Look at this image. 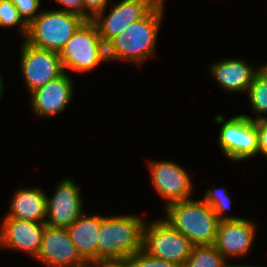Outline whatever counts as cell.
Instances as JSON below:
<instances>
[{
  "mask_svg": "<svg viewBox=\"0 0 267 267\" xmlns=\"http://www.w3.org/2000/svg\"><path fill=\"white\" fill-rule=\"evenodd\" d=\"M214 121L221 125L217 141L226 158L239 162L260 154L254 118L239 114L226 120L219 114Z\"/></svg>",
  "mask_w": 267,
  "mask_h": 267,
  "instance_id": "6",
  "label": "cell"
},
{
  "mask_svg": "<svg viewBox=\"0 0 267 267\" xmlns=\"http://www.w3.org/2000/svg\"><path fill=\"white\" fill-rule=\"evenodd\" d=\"M261 67L257 69L244 59H221L210 65V74L220 87L227 92H244L248 90L253 78Z\"/></svg>",
  "mask_w": 267,
  "mask_h": 267,
  "instance_id": "16",
  "label": "cell"
},
{
  "mask_svg": "<svg viewBox=\"0 0 267 267\" xmlns=\"http://www.w3.org/2000/svg\"><path fill=\"white\" fill-rule=\"evenodd\" d=\"M227 263L215 245H195L183 267H226Z\"/></svg>",
  "mask_w": 267,
  "mask_h": 267,
  "instance_id": "20",
  "label": "cell"
},
{
  "mask_svg": "<svg viewBox=\"0 0 267 267\" xmlns=\"http://www.w3.org/2000/svg\"><path fill=\"white\" fill-rule=\"evenodd\" d=\"M164 1L160 0L142 19L130 24L105 45L107 61H131L141 65L155 56L157 35L165 12Z\"/></svg>",
  "mask_w": 267,
  "mask_h": 267,
  "instance_id": "1",
  "label": "cell"
},
{
  "mask_svg": "<svg viewBox=\"0 0 267 267\" xmlns=\"http://www.w3.org/2000/svg\"><path fill=\"white\" fill-rule=\"evenodd\" d=\"M40 187L19 188L11 198L10 210L5 217L19 220L45 223L47 215L46 194Z\"/></svg>",
  "mask_w": 267,
  "mask_h": 267,
  "instance_id": "18",
  "label": "cell"
},
{
  "mask_svg": "<svg viewBox=\"0 0 267 267\" xmlns=\"http://www.w3.org/2000/svg\"><path fill=\"white\" fill-rule=\"evenodd\" d=\"M163 218L195 245H214L220 220L212 208L201 200H181L165 207Z\"/></svg>",
  "mask_w": 267,
  "mask_h": 267,
  "instance_id": "3",
  "label": "cell"
},
{
  "mask_svg": "<svg viewBox=\"0 0 267 267\" xmlns=\"http://www.w3.org/2000/svg\"><path fill=\"white\" fill-rule=\"evenodd\" d=\"M160 0H121L111 11L98 12L92 21L96 25L101 40L106 45L130 24L142 19ZM107 15V16H106Z\"/></svg>",
  "mask_w": 267,
  "mask_h": 267,
  "instance_id": "10",
  "label": "cell"
},
{
  "mask_svg": "<svg viewBox=\"0 0 267 267\" xmlns=\"http://www.w3.org/2000/svg\"><path fill=\"white\" fill-rule=\"evenodd\" d=\"M226 267H261V266H255V265L251 266V265H246V264L245 265H241V264L240 265H236V264L235 265H233V264L231 265L230 263H227Z\"/></svg>",
  "mask_w": 267,
  "mask_h": 267,
  "instance_id": "29",
  "label": "cell"
},
{
  "mask_svg": "<svg viewBox=\"0 0 267 267\" xmlns=\"http://www.w3.org/2000/svg\"><path fill=\"white\" fill-rule=\"evenodd\" d=\"M46 267H80V257L66 228L45 225L39 252L34 258Z\"/></svg>",
  "mask_w": 267,
  "mask_h": 267,
  "instance_id": "12",
  "label": "cell"
},
{
  "mask_svg": "<svg viewBox=\"0 0 267 267\" xmlns=\"http://www.w3.org/2000/svg\"><path fill=\"white\" fill-rule=\"evenodd\" d=\"M231 196H229L228 191L225 187L218 189H208L205 191L203 201L207 203L218 219L223 220H239L242 217L228 216L225 212L231 210Z\"/></svg>",
  "mask_w": 267,
  "mask_h": 267,
  "instance_id": "21",
  "label": "cell"
},
{
  "mask_svg": "<svg viewBox=\"0 0 267 267\" xmlns=\"http://www.w3.org/2000/svg\"><path fill=\"white\" fill-rule=\"evenodd\" d=\"M3 90H4V83L2 80V76L0 75V102H1L2 95H3Z\"/></svg>",
  "mask_w": 267,
  "mask_h": 267,
  "instance_id": "30",
  "label": "cell"
},
{
  "mask_svg": "<svg viewBox=\"0 0 267 267\" xmlns=\"http://www.w3.org/2000/svg\"><path fill=\"white\" fill-rule=\"evenodd\" d=\"M63 70L91 72L107 62L106 46L92 20L84 21L59 53Z\"/></svg>",
  "mask_w": 267,
  "mask_h": 267,
  "instance_id": "4",
  "label": "cell"
},
{
  "mask_svg": "<svg viewBox=\"0 0 267 267\" xmlns=\"http://www.w3.org/2000/svg\"><path fill=\"white\" fill-rule=\"evenodd\" d=\"M148 165L153 188L166 201L165 207L174 202L191 199V176L181 165L167 160L149 161Z\"/></svg>",
  "mask_w": 267,
  "mask_h": 267,
  "instance_id": "9",
  "label": "cell"
},
{
  "mask_svg": "<svg viewBox=\"0 0 267 267\" xmlns=\"http://www.w3.org/2000/svg\"><path fill=\"white\" fill-rule=\"evenodd\" d=\"M257 133L260 155L267 157V120H257Z\"/></svg>",
  "mask_w": 267,
  "mask_h": 267,
  "instance_id": "27",
  "label": "cell"
},
{
  "mask_svg": "<svg viewBox=\"0 0 267 267\" xmlns=\"http://www.w3.org/2000/svg\"><path fill=\"white\" fill-rule=\"evenodd\" d=\"M60 5L65 8L57 9L60 11H65L67 13H72L80 16L84 19V4L83 0H55Z\"/></svg>",
  "mask_w": 267,
  "mask_h": 267,
  "instance_id": "26",
  "label": "cell"
},
{
  "mask_svg": "<svg viewBox=\"0 0 267 267\" xmlns=\"http://www.w3.org/2000/svg\"><path fill=\"white\" fill-rule=\"evenodd\" d=\"M23 21L29 25L40 13L38 8L41 0H12Z\"/></svg>",
  "mask_w": 267,
  "mask_h": 267,
  "instance_id": "24",
  "label": "cell"
},
{
  "mask_svg": "<svg viewBox=\"0 0 267 267\" xmlns=\"http://www.w3.org/2000/svg\"><path fill=\"white\" fill-rule=\"evenodd\" d=\"M48 197L45 224L51 227L67 228L84 212L80 186L71 178H65Z\"/></svg>",
  "mask_w": 267,
  "mask_h": 267,
  "instance_id": "11",
  "label": "cell"
},
{
  "mask_svg": "<svg viewBox=\"0 0 267 267\" xmlns=\"http://www.w3.org/2000/svg\"><path fill=\"white\" fill-rule=\"evenodd\" d=\"M16 26L19 28L20 34L26 38L28 25L23 21L19 15L18 10L12 3V0H0V27L12 28Z\"/></svg>",
  "mask_w": 267,
  "mask_h": 267,
  "instance_id": "22",
  "label": "cell"
},
{
  "mask_svg": "<svg viewBox=\"0 0 267 267\" xmlns=\"http://www.w3.org/2000/svg\"><path fill=\"white\" fill-rule=\"evenodd\" d=\"M85 20L60 10H45L28 25V44L60 53L67 41Z\"/></svg>",
  "mask_w": 267,
  "mask_h": 267,
  "instance_id": "5",
  "label": "cell"
},
{
  "mask_svg": "<svg viewBox=\"0 0 267 267\" xmlns=\"http://www.w3.org/2000/svg\"><path fill=\"white\" fill-rule=\"evenodd\" d=\"M247 93L250 107L253 113H256L254 120H267V117L263 115L267 113V73L262 68L254 76Z\"/></svg>",
  "mask_w": 267,
  "mask_h": 267,
  "instance_id": "19",
  "label": "cell"
},
{
  "mask_svg": "<svg viewBox=\"0 0 267 267\" xmlns=\"http://www.w3.org/2000/svg\"><path fill=\"white\" fill-rule=\"evenodd\" d=\"M83 212L69 227L68 234L80 257L86 263H97V242L101 216H84Z\"/></svg>",
  "mask_w": 267,
  "mask_h": 267,
  "instance_id": "17",
  "label": "cell"
},
{
  "mask_svg": "<svg viewBox=\"0 0 267 267\" xmlns=\"http://www.w3.org/2000/svg\"><path fill=\"white\" fill-rule=\"evenodd\" d=\"M80 267H105V264H99V263H86L83 266Z\"/></svg>",
  "mask_w": 267,
  "mask_h": 267,
  "instance_id": "28",
  "label": "cell"
},
{
  "mask_svg": "<svg viewBox=\"0 0 267 267\" xmlns=\"http://www.w3.org/2000/svg\"><path fill=\"white\" fill-rule=\"evenodd\" d=\"M105 267H129L127 264H105Z\"/></svg>",
  "mask_w": 267,
  "mask_h": 267,
  "instance_id": "31",
  "label": "cell"
},
{
  "mask_svg": "<svg viewBox=\"0 0 267 267\" xmlns=\"http://www.w3.org/2000/svg\"><path fill=\"white\" fill-rule=\"evenodd\" d=\"M129 267H180L175 263L148 255L145 251H137L126 262Z\"/></svg>",
  "mask_w": 267,
  "mask_h": 267,
  "instance_id": "23",
  "label": "cell"
},
{
  "mask_svg": "<svg viewBox=\"0 0 267 267\" xmlns=\"http://www.w3.org/2000/svg\"><path fill=\"white\" fill-rule=\"evenodd\" d=\"M0 224V248L26 252L35 258L39 252L45 223L4 217Z\"/></svg>",
  "mask_w": 267,
  "mask_h": 267,
  "instance_id": "14",
  "label": "cell"
},
{
  "mask_svg": "<svg viewBox=\"0 0 267 267\" xmlns=\"http://www.w3.org/2000/svg\"><path fill=\"white\" fill-rule=\"evenodd\" d=\"M110 0H83L84 20L90 21L100 11L107 9Z\"/></svg>",
  "mask_w": 267,
  "mask_h": 267,
  "instance_id": "25",
  "label": "cell"
},
{
  "mask_svg": "<svg viewBox=\"0 0 267 267\" xmlns=\"http://www.w3.org/2000/svg\"><path fill=\"white\" fill-rule=\"evenodd\" d=\"M20 71L29 93L64 73L59 53L40 49L23 40Z\"/></svg>",
  "mask_w": 267,
  "mask_h": 267,
  "instance_id": "8",
  "label": "cell"
},
{
  "mask_svg": "<svg viewBox=\"0 0 267 267\" xmlns=\"http://www.w3.org/2000/svg\"><path fill=\"white\" fill-rule=\"evenodd\" d=\"M256 226L245 218L220 221L214 245L226 260L246 256L254 242Z\"/></svg>",
  "mask_w": 267,
  "mask_h": 267,
  "instance_id": "15",
  "label": "cell"
},
{
  "mask_svg": "<svg viewBox=\"0 0 267 267\" xmlns=\"http://www.w3.org/2000/svg\"><path fill=\"white\" fill-rule=\"evenodd\" d=\"M145 219L137 215L101 216L97 242V263L126 264L142 250Z\"/></svg>",
  "mask_w": 267,
  "mask_h": 267,
  "instance_id": "2",
  "label": "cell"
},
{
  "mask_svg": "<svg viewBox=\"0 0 267 267\" xmlns=\"http://www.w3.org/2000/svg\"><path fill=\"white\" fill-rule=\"evenodd\" d=\"M73 90V81L65 71L30 93L32 112L41 118L58 116L71 103Z\"/></svg>",
  "mask_w": 267,
  "mask_h": 267,
  "instance_id": "13",
  "label": "cell"
},
{
  "mask_svg": "<svg viewBox=\"0 0 267 267\" xmlns=\"http://www.w3.org/2000/svg\"><path fill=\"white\" fill-rule=\"evenodd\" d=\"M193 244L164 219L143 226L142 250L148 255L183 267L191 254Z\"/></svg>",
  "mask_w": 267,
  "mask_h": 267,
  "instance_id": "7",
  "label": "cell"
},
{
  "mask_svg": "<svg viewBox=\"0 0 267 267\" xmlns=\"http://www.w3.org/2000/svg\"><path fill=\"white\" fill-rule=\"evenodd\" d=\"M261 68L267 73V64L261 65Z\"/></svg>",
  "mask_w": 267,
  "mask_h": 267,
  "instance_id": "32",
  "label": "cell"
}]
</instances>
